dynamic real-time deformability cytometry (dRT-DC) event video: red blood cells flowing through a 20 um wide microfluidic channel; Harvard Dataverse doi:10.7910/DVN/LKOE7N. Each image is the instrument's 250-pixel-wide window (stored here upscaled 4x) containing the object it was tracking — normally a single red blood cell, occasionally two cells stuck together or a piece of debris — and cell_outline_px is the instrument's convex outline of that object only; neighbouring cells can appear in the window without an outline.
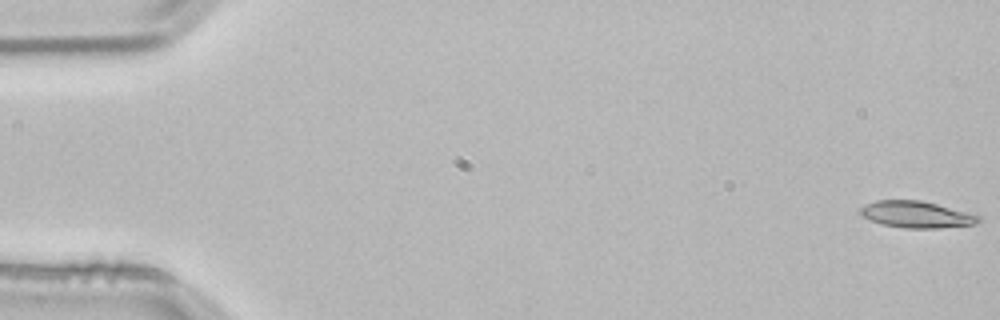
{"species": "common noctule bat (a hibernating species)", "species_latin": "Nyctalus noctula", "temperature_condition": "room temperature", "stored_images_in_passage": 53, "camera_frame_rate_fps": 3000, "um_per_image_px": 0.085, "animal": {"sex": "male", "body_mass_g": 21.5, "forearm_length_mm": 52.0}, "frame": {"image": 1, "passage_image": 1, "time_ms": 0.0, "image_size_px": [1000, 320], "cell_outline_px": [[980, 220], [976, 224], [940, 228], [904, 228], [884, 224], [872, 220], [864, 216], [860, 212], [860, 208], [876, 200], [920, 200], [976, 212], [980, 216]], "centroid_in_image_um": [78.03, 18.22], "position_along_channel_um": 7.0, "area_um2": 18.5}}
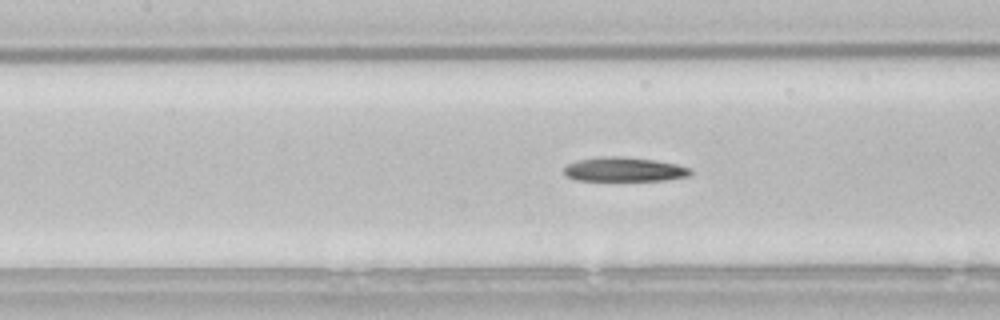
{"frame": {"image": 2, "passage_image": 24, "time_ms": 7.667, "image_size_px": [1000, 320], "cell_outline_px": [[692, 172], [688, 176], [664, 180], [576, 180], [568, 176], [564, 172], [564, 168], [568, 164], [576, 160], [596, 156], [620, 156], [656, 160], [676, 164], [692, 168]], "centroid_in_image_um": [53.06, 14.38], "position_along_channel_um": 154.3, "area_um2": 17.92}}
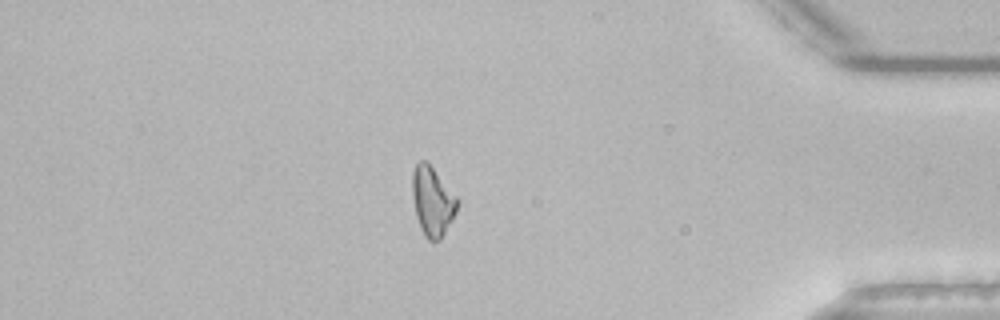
{"frame": {"image": 3, "passage_image": 46, "time_ms": 15.0, "image_size_px": [1000, 320], "cell_outline_px": [[456, 212], [452, 220], [440, 240], [428, 240], [424, 236], [420, 228], [416, 216], [412, 196], [412, 172], [416, 164], [420, 160], [424, 160], [432, 168], [456, 196]], "centroid_in_image_um": [36.72, 17.13], "position_along_channel_um": 398.5, "area_um2": 17.74}, "authors_computed_cell_mechanics": {"area_um2": 18.0336, "velocity_mm_per_s": 3.8426, "shape_relaxation_time_tau1_ms": 10.099, "shape_relaxation_time_tau2_ms": null, "deformation_change_tau1": 0.2518, "deformation_change_tau2": null}}